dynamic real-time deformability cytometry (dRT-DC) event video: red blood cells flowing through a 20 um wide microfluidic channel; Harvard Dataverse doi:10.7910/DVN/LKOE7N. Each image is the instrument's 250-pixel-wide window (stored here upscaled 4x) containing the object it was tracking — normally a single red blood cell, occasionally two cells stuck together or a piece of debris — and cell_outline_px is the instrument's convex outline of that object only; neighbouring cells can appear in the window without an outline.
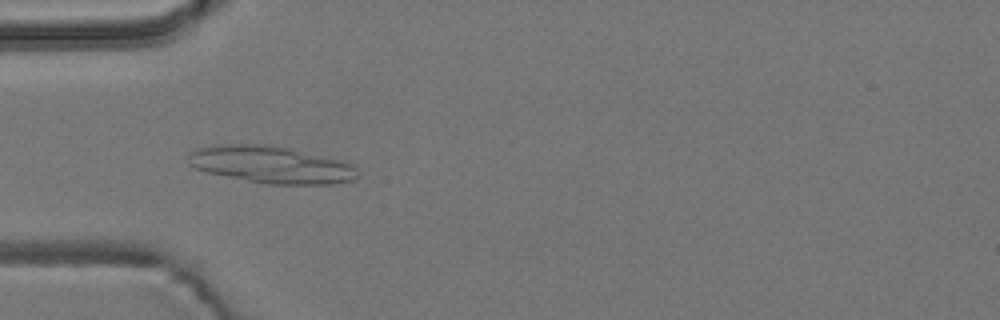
{"species": "common noctule bat (a hibernating species)", "species_latin": "Nyctalus noctula", "temperature_condition": "room temperature", "stored_images_in_passage": 10, "camera_frame_rate_fps": 3000, "um_per_image_px": 0.085, "animal": {"sex": "male", "body_mass_g": 19.2, "forearm_length_mm": 51.8}, "frame": {"image": 1, "passage_image": 6, "time_ms": 1.667, "image_size_px": [1000, 320], "cell_outline_px": [[356, 176], [352, 180], [332, 184], [268, 184], [208, 172], [196, 168], [188, 164], [188, 156], [192, 152], [200, 148], [224, 144], [268, 144], [292, 148], [344, 160], [352, 164], [356, 168]], "centroid_in_image_um": [23.1, 13.98], "position_along_channel_um": 61.9, "area_um2": 36.47}}
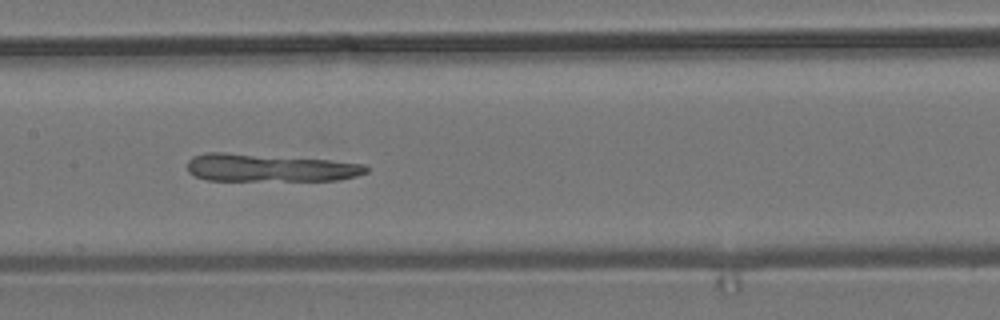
{"frame": {"image": 2, "passage_image": 9, "time_ms": 2.667, "image_size_px": [1000, 320], "cell_outline_px": [[368, 172], [356, 176], [336, 180], [208, 180], [196, 176], [188, 172], [188, 160], [192, 156], [208, 152], [224, 152], [328, 160], [364, 164], [368, 168]], "centroid_in_image_um": [22.89, 14.26], "position_along_channel_um": 184.5, "area_um2": 28.67}}
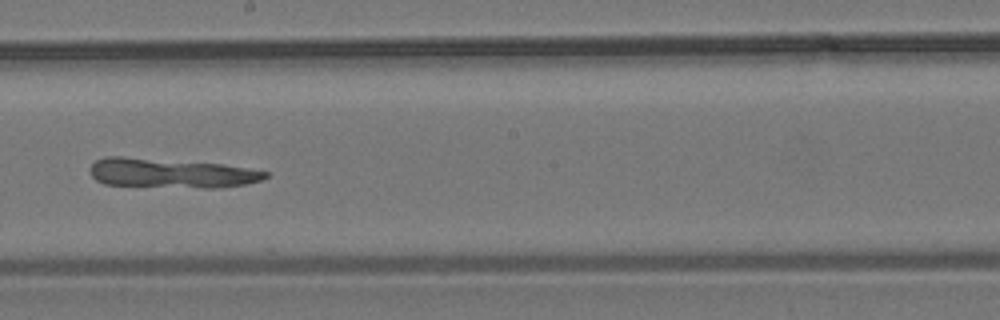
{"frame": {"image": 3, "passage_image": 10, "time_ms": 3.0, "image_size_px": [1000, 320], "cell_outline_px": [[268, 176], [260, 180], [244, 184], [220, 188], [204, 188], [104, 184], [96, 180], [92, 176], [88, 168], [96, 160], [104, 156], [124, 156], [224, 164], [268, 172]], "centroid_in_image_um": [14.49, 14.7], "position_along_channel_um": 233.7, "area_um2": 30.17}}